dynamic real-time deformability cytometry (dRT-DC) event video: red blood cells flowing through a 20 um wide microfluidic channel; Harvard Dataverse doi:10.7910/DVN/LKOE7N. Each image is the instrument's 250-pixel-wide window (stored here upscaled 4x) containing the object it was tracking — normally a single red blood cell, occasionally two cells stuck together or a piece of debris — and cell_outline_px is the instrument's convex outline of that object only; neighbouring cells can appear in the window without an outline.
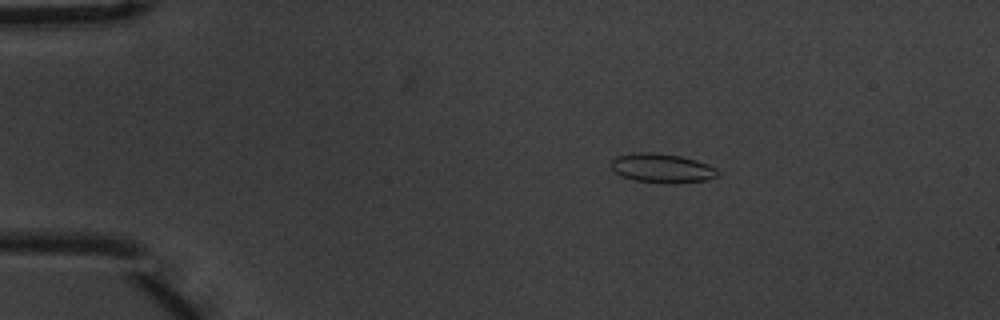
{"species": "common noctule bat (a hibernating species)", "species_latin": "Nyctalus noctula", "temperature_condition": "warm", "stored_images_in_passage": 7, "camera_frame_rate_fps": 3000, "um_per_image_px": 0.085, "animal": {"sex": "male", "body_mass_g": 20.1, "forearm_length_mm": 53.5}, "frame": {"image": 1, "passage_image": 4, "time_ms": 1.0, "image_size_px": [1000, 320], "cell_outline_px": [[720, 176], [704, 180], [672, 184], [664, 184], [636, 180], [620, 176], [612, 168], [612, 160], [616, 156], [632, 152], [652, 152], [680, 156], [696, 160], [708, 164], [716, 168], [720, 172]], "centroid_in_image_um": [56.29, 14.3], "position_along_channel_um": 28.7, "area_um2": 18.32}}
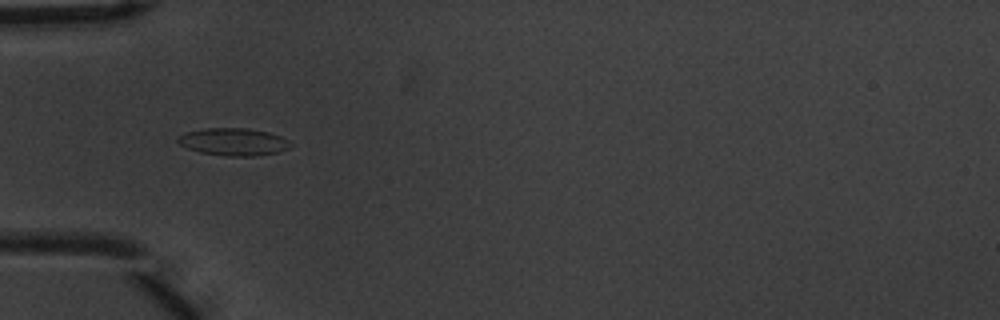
{"frame": {"image": 2, "passage_image": 6, "time_ms": 1.667, "image_size_px": [1000, 320], "cell_outline_px": [[292, 144], [288, 148], [280, 152], [256, 156], [224, 156], [200, 152], [188, 148], [180, 144], [176, 140], [184, 132], [208, 128], [248, 128], [268, 132], [280, 136], [288, 140]], "centroid_in_image_um": [19.86, 12.06], "position_along_channel_um": 65.1, "area_um2": 18.03}}